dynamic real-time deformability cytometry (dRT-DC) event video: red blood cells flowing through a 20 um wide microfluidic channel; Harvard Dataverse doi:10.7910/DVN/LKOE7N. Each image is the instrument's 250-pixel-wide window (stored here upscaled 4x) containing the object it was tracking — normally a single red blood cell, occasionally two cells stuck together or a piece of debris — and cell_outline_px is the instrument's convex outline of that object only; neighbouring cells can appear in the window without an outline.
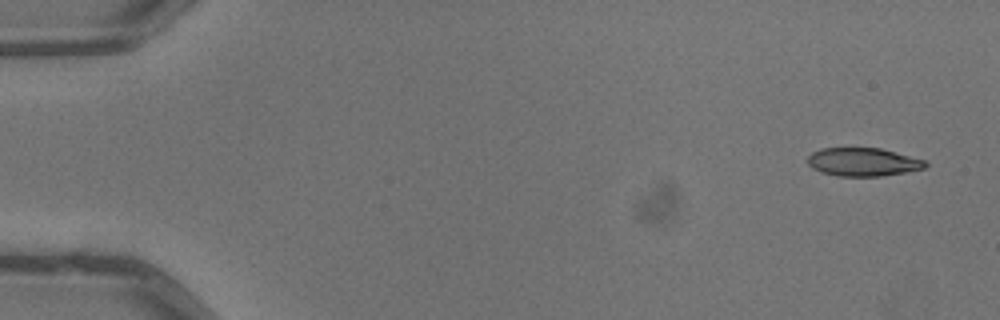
{"species": "common noctule bat (a hibernating species)", "species_latin": "Nyctalus noctula", "temperature_condition": "warm", "stored_images_in_passage": 5, "camera_frame_rate_fps": 3000, "um_per_image_px": 0.085, "animal": {"sex": "male", "body_mass_g": 13.3}, "frame": {"image": 1, "passage_image": 1, "time_ms": 0.0, "image_size_px": [1000, 320], "cell_outline_px": [[928, 164], [924, 168], [904, 172], [880, 176], [836, 176], [820, 172], [812, 168], [808, 164], [808, 156], [812, 152], [820, 148], [880, 148], [928, 160]], "centroid_in_image_um": [73.35, 13.76], "position_along_channel_um": 11.6, "area_um2": 19.54}}